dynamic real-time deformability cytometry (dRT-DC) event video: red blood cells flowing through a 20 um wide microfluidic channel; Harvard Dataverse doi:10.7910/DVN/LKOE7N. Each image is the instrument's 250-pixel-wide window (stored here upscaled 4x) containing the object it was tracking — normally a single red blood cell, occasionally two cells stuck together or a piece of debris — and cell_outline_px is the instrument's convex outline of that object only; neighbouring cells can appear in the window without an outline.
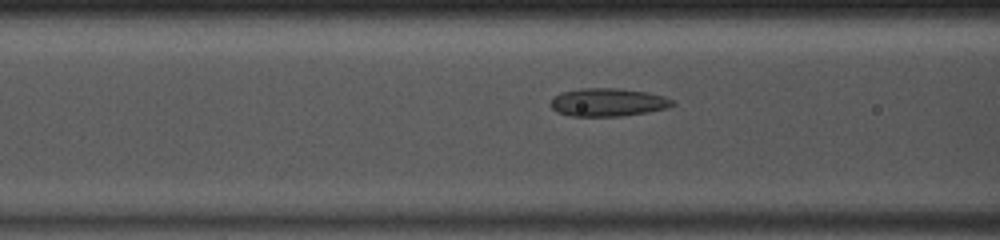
{"species": "common noctule bat (a hibernating species)", "species_latin": "Nyctalus noctula", "temperature_condition": "room temperature", "stored_images_in_passage": 49, "camera_frame_rate_fps": 3000, "um_per_image_px": 0.085, "animal": {"sex": "male", "body_mass_g": 13.0, "forearm_length_mm": 53.1}, "frame": {"image": 1, "passage_image": 20, "time_ms": 6.333, "image_size_px": [1000, 240], "cell_outline_px": [[676, 104], [668, 108], [620, 116], [572, 116], [556, 112], [548, 104], [560, 92], [580, 88], [616, 88], [648, 92], [664, 96], [672, 100]], "centroid_in_image_um": [51.65, 8.69], "position_along_channel_um": 114.9, "area_um2": 19.94}}
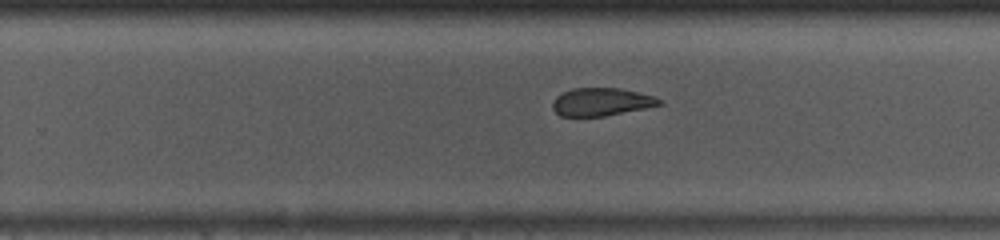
{"frame": {"image": 2, "passage_image": 32, "time_ms": 10.333, "image_size_px": [1000, 240], "cell_outline_px": [[664, 104], [604, 116], [560, 116], [552, 108], [552, 100], [556, 96], [572, 88], [620, 88], [652, 96], [664, 100]], "centroid_in_image_um": [51.1, 8.66], "position_along_channel_um": 278.7, "area_um2": 17.28}}
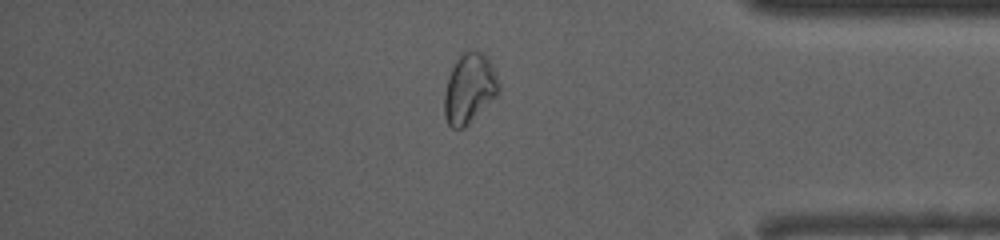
{"frame": {"image": 3, "passage_image": 42, "time_ms": 13.667, "image_size_px": [1000, 240], "cell_outline_px": [[500, 88], [496, 96], [464, 128], [452, 128], [448, 124], [444, 116], [444, 92], [448, 76], [456, 60], [464, 52], [484, 52], [488, 56], [492, 64], [500, 84]], "centroid_in_image_um": [39.89, 7.52], "position_along_channel_um": 395.3, "area_um2": 22.08}, "authors_computed_cell_mechanics": {"area_um2": 20.519, "velocity_mm_per_s": 4.0861, "shape_relaxation_time_tau1_ms": null, "shape_relaxation_time_tau2_ms": 1.4675, "deformation_change_tau1": null, "deformation_change_tau2": 0.0831}}